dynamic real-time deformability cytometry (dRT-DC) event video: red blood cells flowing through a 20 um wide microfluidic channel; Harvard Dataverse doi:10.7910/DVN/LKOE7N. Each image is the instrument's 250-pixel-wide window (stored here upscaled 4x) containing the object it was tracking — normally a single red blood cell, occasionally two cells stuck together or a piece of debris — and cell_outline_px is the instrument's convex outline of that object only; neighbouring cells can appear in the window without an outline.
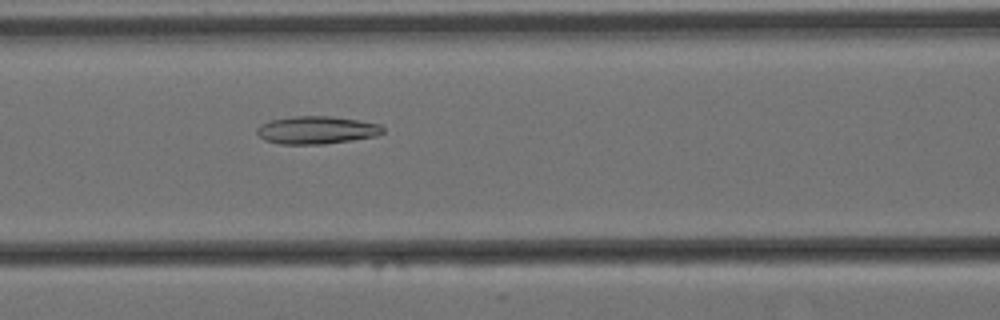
{"species": "Egyptian fruit bat (a non-hibernating species)", "species_latin": "Rousettus aegyptiacus", "temperature_condition": "cold", "stored_images_in_passage": 7, "camera_frame_rate_fps": 3000, "um_per_image_px": 0.085, "animal": {"sex": "female"}, "frame": {"image": 1, "passage_image": 7, "time_ms": 2.0, "image_size_px": [1000, 320], "cell_outline_px": [[384, 132], [376, 136], [352, 140], [324, 144], [280, 144], [264, 140], [256, 132], [256, 128], [260, 124], [272, 120], [292, 116], [332, 116], [360, 120], [380, 124], [384, 128]], "centroid_in_image_um": [26.92, 11.05], "position_along_channel_um": 139.7, "area_um2": 20.52}}